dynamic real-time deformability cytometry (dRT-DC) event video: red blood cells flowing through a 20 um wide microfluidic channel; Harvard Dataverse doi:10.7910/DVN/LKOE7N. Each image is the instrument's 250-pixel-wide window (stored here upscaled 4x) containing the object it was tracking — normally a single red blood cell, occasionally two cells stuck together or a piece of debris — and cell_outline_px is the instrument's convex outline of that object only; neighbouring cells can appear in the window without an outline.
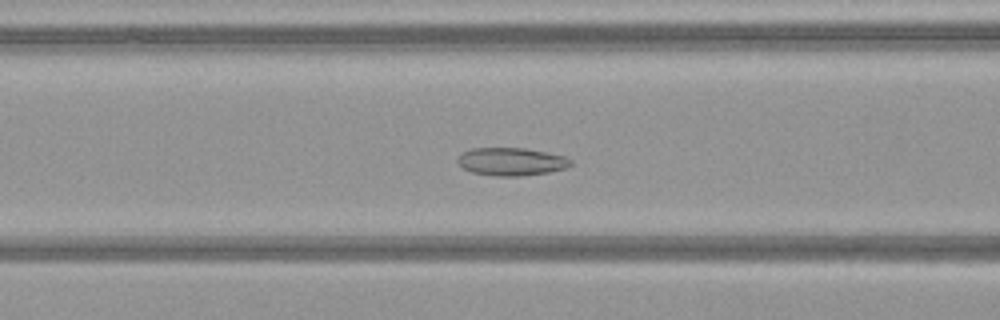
{"species": "common noctule bat (a hibernating species)", "species_latin": "Nyctalus noctula", "temperature_condition": "warm", "stored_images_in_passage": 51, "camera_frame_rate_fps": 3000, "um_per_image_px": 0.085, "animal": {"sex": "female", "body_mass_g": 21.9}, "frame": {"image": 1, "passage_image": 21, "time_ms": 6.667, "image_size_px": [1000, 320], "cell_outline_px": [[572, 164], [564, 168], [548, 172], [520, 176], [496, 176], [472, 172], [464, 168], [456, 160], [460, 152], [472, 148], [524, 148], [564, 156], [572, 160]], "centroid_in_image_um": [43.42, 13.73], "position_along_channel_um": 123.2, "area_um2": 18.26}}
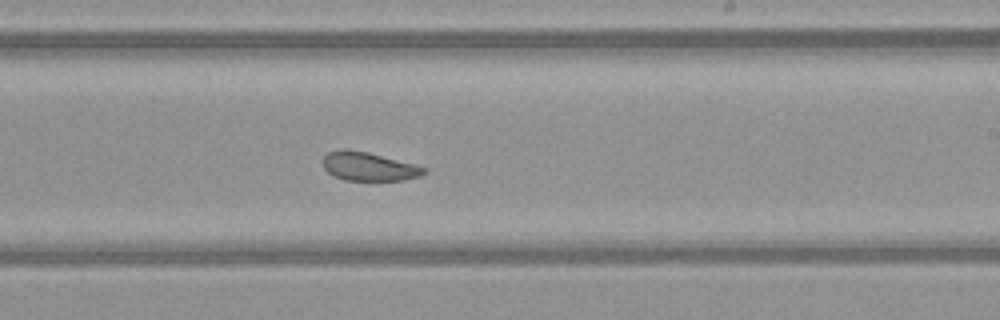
{"frame": {"image": 2, "passage_image": 31, "time_ms": 10.0, "image_size_px": [1000, 320], "cell_outline_px": [[428, 172], [420, 176], [404, 180], [344, 180], [328, 172], [324, 168], [324, 156], [328, 152], [340, 148], [348, 148], [368, 152], [416, 164], [428, 168]], "centroid_in_image_um": [31.39, 14.13], "position_along_channel_um": 257.6, "area_um2": 17.05}}
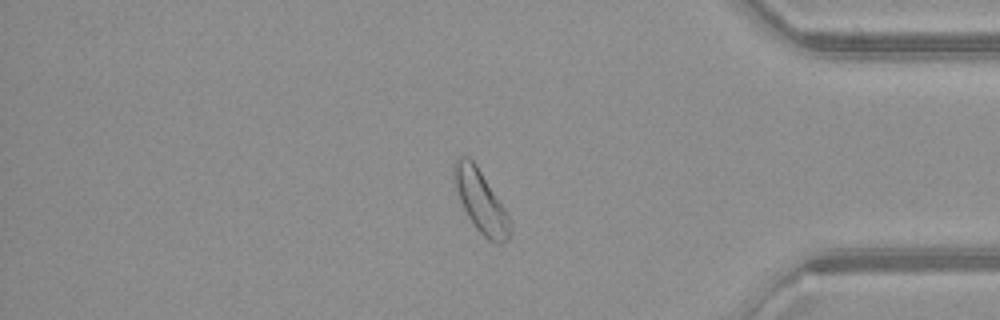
{"frame": {"image": 3, "passage_image": 43, "time_ms": 14.0, "image_size_px": [1000, 320], "cell_outline_px": [[508, 240], [500, 244], [496, 244], [488, 240], [476, 228], [468, 216], [460, 200], [452, 180], [452, 168], [456, 160], [460, 156], [468, 156], [476, 164], [508, 212]], "centroid_in_image_um": [40.83, 17.07], "position_along_channel_um": 394.4, "area_um2": 20.11}, "authors_computed_cell_mechanics": {"area_um2": 20.4612, "velocity_mm_per_s": 4.0429, "shape_relaxation_time_tau1_ms": 4.0161, "shape_relaxation_time_tau2_ms": 2.3444, "deformation_change_tau1": 0.0949, "deformation_change_tau2": 0.0694}}